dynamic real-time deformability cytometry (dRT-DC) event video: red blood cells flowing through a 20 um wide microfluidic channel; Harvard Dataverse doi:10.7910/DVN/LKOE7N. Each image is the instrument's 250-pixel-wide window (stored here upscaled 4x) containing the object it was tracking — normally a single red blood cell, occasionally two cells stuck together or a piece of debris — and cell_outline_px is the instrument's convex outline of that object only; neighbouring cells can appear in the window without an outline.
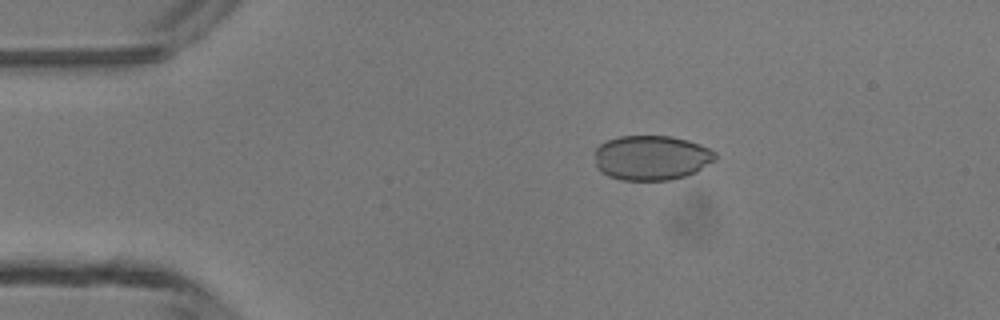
{"species": "common noctule bat (a hibernating species)", "species_latin": "Nyctalus noctula", "temperature_condition": "room temperature", "stored_images_in_passage": 4, "camera_frame_rate_fps": 3000, "um_per_image_px": 0.085, "animal": {"sex": "male", "body_mass_g": 13.3}, "frame": {"image": 1, "passage_image": 3, "time_ms": 2.333, "image_size_px": [1000, 320], "cell_outline_px": [[716, 160], [696, 172], [684, 176], [668, 180], [620, 180], [608, 176], [600, 172], [596, 168], [596, 148], [600, 144], [608, 140], [620, 136], [672, 136], [688, 140], [700, 144], [716, 152]], "centroid_in_image_um": [55.38, 13.41], "position_along_channel_um": 29.6, "area_um2": 31.62}}